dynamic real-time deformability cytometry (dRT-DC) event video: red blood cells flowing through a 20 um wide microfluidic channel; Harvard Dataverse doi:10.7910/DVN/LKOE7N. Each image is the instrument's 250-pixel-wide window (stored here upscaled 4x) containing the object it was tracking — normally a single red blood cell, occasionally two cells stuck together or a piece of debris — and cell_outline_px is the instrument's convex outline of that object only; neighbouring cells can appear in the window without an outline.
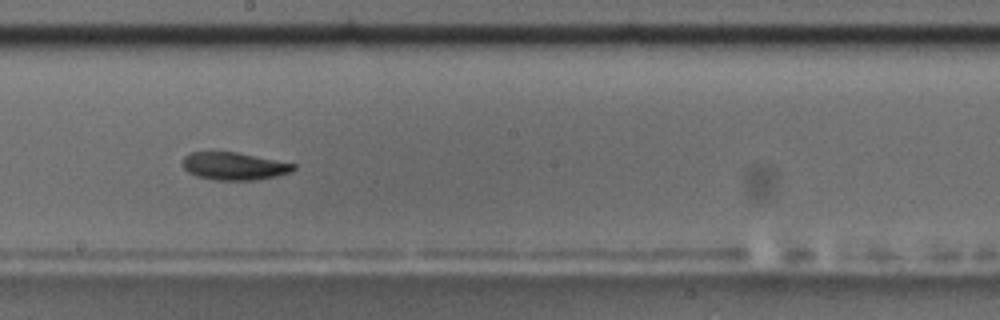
{"species": "common noctule bat (a hibernating species)", "species_latin": "Nyctalus noctula", "temperature_condition": "room temperature", "stored_images_in_passage": 11, "camera_frame_rate_fps": 3000, "um_per_image_px": 0.085, "animal": {"sex": "male", "body_mass_g": 17.5, "forearm_length_mm": 52.3}, "frame": {"image": 1, "passage_image": 10, "time_ms": 10.333, "image_size_px": [1000, 320], "cell_outline_px": [[296, 168], [292, 172], [276, 176], [252, 180], [216, 180], [196, 176], [188, 172], [184, 168], [184, 156], [192, 152], [236, 152], [296, 164]], "centroid_in_image_um": [19.92, 14.12], "position_along_channel_um": 228.3, "area_um2": 17.69}}